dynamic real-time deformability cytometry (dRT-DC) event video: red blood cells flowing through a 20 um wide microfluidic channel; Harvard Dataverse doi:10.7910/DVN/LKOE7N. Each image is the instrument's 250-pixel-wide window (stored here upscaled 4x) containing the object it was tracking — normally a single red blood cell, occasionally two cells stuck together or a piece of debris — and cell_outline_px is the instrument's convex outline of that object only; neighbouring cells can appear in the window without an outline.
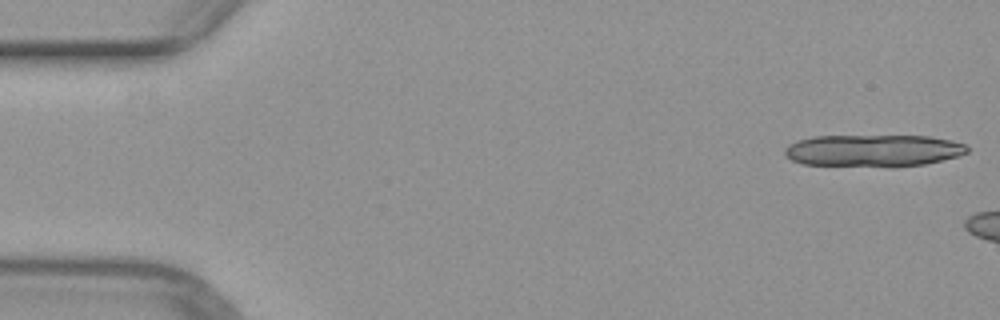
{"species": "common noctule bat (a hibernating species)", "species_latin": "Nyctalus noctula", "temperature_condition": "warm", "stored_images_in_passage": 6, "camera_frame_rate_fps": 3000, "um_per_image_px": 0.085, "animal": {"sex": "female", "body_mass_g": 29.2, "forearm_length_mm": 56.3}, "frame": {"image": 1, "passage_image": 1, "time_ms": 0.0, "image_size_px": [1000, 320], "cell_outline_px": [[968, 152], [960, 156], [924, 164], [892, 168], [804, 164], [792, 160], [784, 156], [784, 148], [788, 144], [796, 140], [816, 136], [928, 136], [952, 140], [964, 144], [968, 148]], "centroid_in_image_um": [74.21, 12.81], "position_along_channel_um": 10.8, "area_um2": 34.74}}